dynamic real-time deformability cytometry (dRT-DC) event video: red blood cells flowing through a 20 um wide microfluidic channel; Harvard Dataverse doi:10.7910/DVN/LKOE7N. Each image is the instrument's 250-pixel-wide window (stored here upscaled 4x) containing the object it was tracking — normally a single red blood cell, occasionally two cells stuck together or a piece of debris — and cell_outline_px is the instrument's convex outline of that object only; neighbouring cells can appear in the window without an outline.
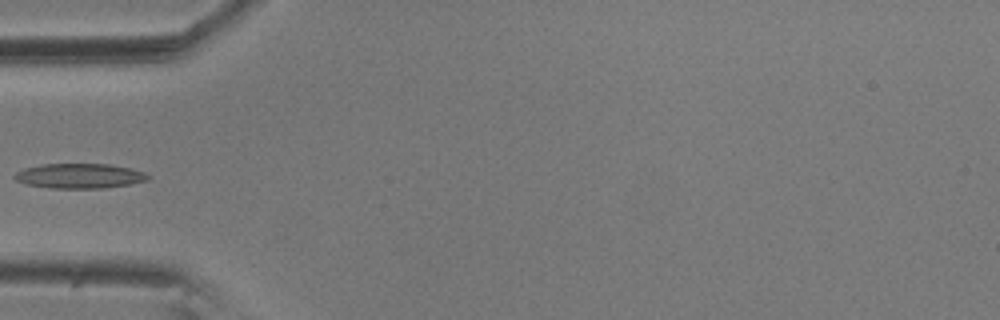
{"species": "common noctule bat (a hibernating species)", "species_latin": "Nyctalus noctula", "temperature_condition": "room temperature", "stored_images_in_passage": 6, "camera_frame_rate_fps": 3000, "um_per_image_px": 0.085, "animal": {"sex": "male", "body_mass_g": 20.5, "forearm_length_mm": 52.5}, "frame": {"image": 1, "passage_image": 6, "time_ms": 1.667, "image_size_px": [1000, 320], "cell_outline_px": [[152, 176], [148, 180], [128, 184], [104, 188], [52, 188], [28, 184], [16, 180], [12, 176], [16, 172], [24, 168], [44, 164], [108, 164], [128, 168], [144, 172]], "centroid_in_image_um": [6.76, 14.95], "position_along_channel_um": 78.2, "area_um2": 19.13}}